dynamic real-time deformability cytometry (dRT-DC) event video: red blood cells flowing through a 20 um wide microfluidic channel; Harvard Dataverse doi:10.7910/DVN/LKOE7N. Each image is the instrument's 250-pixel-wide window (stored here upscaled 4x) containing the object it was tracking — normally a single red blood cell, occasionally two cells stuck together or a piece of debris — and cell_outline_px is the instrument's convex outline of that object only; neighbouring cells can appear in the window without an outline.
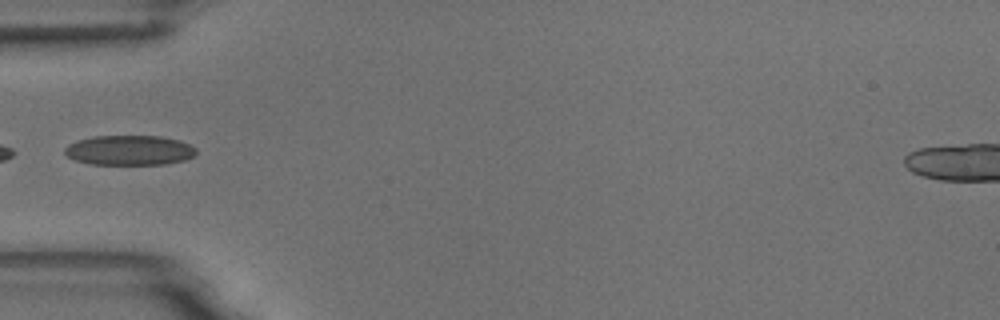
{"species": "common noctule bat (a hibernating species)", "species_latin": "Nyctalus noctula", "temperature_condition": "room temperature", "stored_images_in_passage": 5, "camera_frame_rate_fps": 3000, "um_per_image_px": 0.085, "animal": {"sex": "male", "body_mass_g": 18.8}, "frame": {"image": 1, "passage_image": 5, "time_ms": 5.667, "image_size_px": [1000, 320], "cell_outline_px": [[196, 156], [184, 160], [164, 164], [92, 164], [72, 160], [64, 152], [64, 148], [68, 144], [92, 136], [160, 136], [180, 140], [196, 148]], "centroid_in_image_um": [11.0, 12.77], "position_along_channel_um": 74.0, "area_um2": 22.95}}